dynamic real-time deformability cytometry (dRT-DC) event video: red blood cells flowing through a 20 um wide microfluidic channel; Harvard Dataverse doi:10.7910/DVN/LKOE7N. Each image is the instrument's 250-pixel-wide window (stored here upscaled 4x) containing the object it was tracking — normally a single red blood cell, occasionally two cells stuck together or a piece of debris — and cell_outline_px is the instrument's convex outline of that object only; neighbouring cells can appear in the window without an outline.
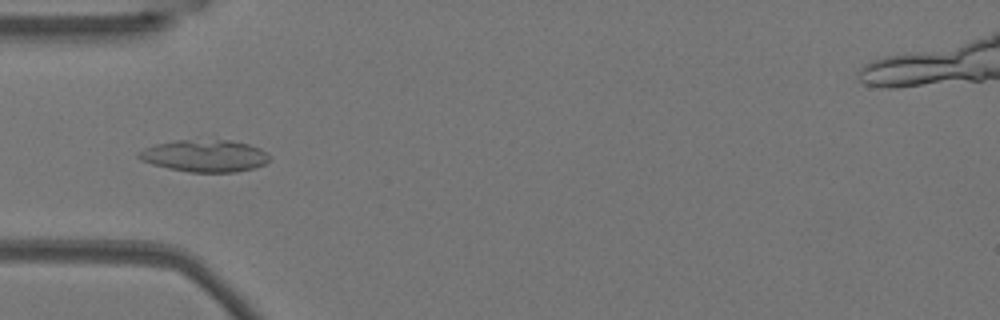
{"species": "Egyptian fruit bat (a non-hibernating species)", "species_latin": "Rousettus aegyptiacus", "temperature_condition": "warm", "stored_images_in_passage": 38, "camera_frame_rate_fps": 3000, "um_per_image_px": 0.085, "animal": {"sex": "female"}, "frame": {"image": 1, "passage_image": 2, "time_ms": 0.333, "image_size_px": [1000, 320], "cell_outline_px": [[268, 160], [264, 164], [256, 168], [236, 172], [188, 172], [168, 168], [152, 164], [140, 160], [136, 156], [136, 152], [144, 148], [156, 144], [176, 140], [232, 140], [248, 144], [260, 148], [268, 152]], "centroid_in_image_um": [17.38, 13.24], "position_along_channel_um": 67.6, "area_um2": 24.62}}
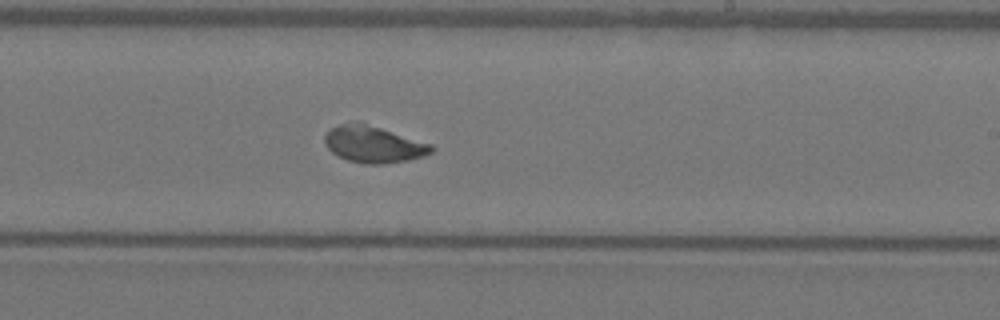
{"frame": {"image": 2, "passage_image": 17, "time_ms": 5.333, "image_size_px": [1000, 320], "cell_outline_px": [[436, 148], [432, 152], [424, 156], [408, 160], [384, 164], [364, 164], [348, 160], [332, 152], [324, 144], [324, 136], [332, 128], [340, 124], [364, 124], [380, 128], [432, 144]], "centroid_in_image_um": [31.78, 12.3], "position_along_channel_um": 257.2, "area_um2": 22.31}}
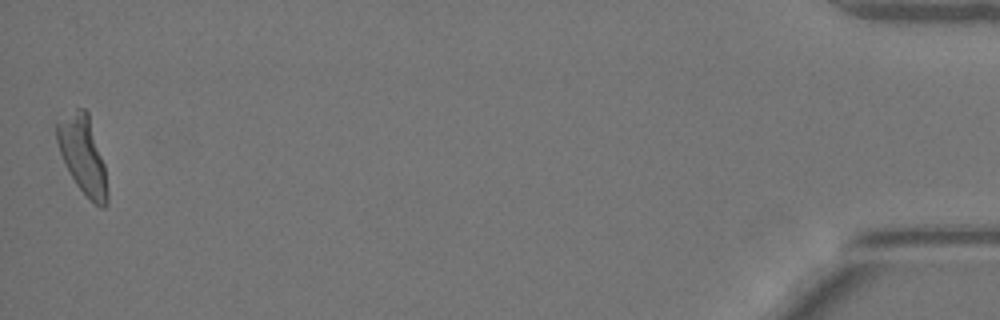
{"frame": {"image": 3, "passage_image": 38, "time_ms": 12.333, "image_size_px": [1000, 320], "cell_outline_px": [[108, 204], [104, 208], [100, 208], [76, 184], [64, 164], [56, 140], [56, 124], [76, 108], [84, 108], [88, 112], [104, 164], [108, 192]], "centroid_in_image_um": [7.05, 13.19], "position_along_channel_um": 428.2, "area_um2": 22.54}, "authors_computed_cell_mechanics": {"area_um2": 22.542, "velocity_mm_per_s": 3.7775, "shape_relaxation_time_tau1_ms": 3.8348, "shape_relaxation_time_tau2_ms": 1.3211, "deformation_change_tau1": 0.0986, "deformation_change_tau2": 0.0593}}